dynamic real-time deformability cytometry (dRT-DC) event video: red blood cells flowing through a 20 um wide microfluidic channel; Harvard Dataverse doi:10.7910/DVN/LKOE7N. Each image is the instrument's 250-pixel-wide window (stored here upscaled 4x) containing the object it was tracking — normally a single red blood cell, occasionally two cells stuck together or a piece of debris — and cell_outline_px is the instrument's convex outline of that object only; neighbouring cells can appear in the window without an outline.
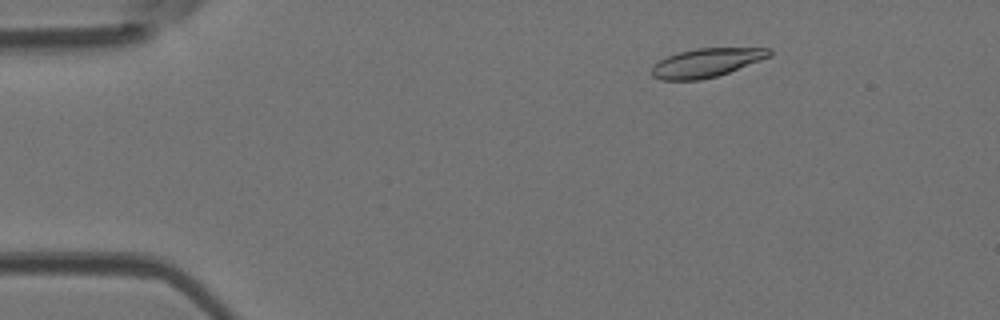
{"species": "Egyptian fruit bat (a non-hibernating species)", "species_latin": "Rousettus aegyptiacus", "temperature_condition": "room temperature", "stored_images_in_passage": 49, "camera_frame_rate_fps": 3000, "um_per_image_px": 0.085, "animal": {"sex": "female"}, "frame": {"image": 1, "passage_image": 7, "time_ms": 2.0, "image_size_px": [1000, 320], "cell_outline_px": [[772, 56], [728, 72], [716, 76], [700, 80], [660, 80], [652, 76], [652, 64], [668, 56], [680, 52], [696, 48], [772, 48]], "centroid_in_image_um": [60.04, 5.33], "position_along_channel_um": 25.0, "area_um2": 19.65}}
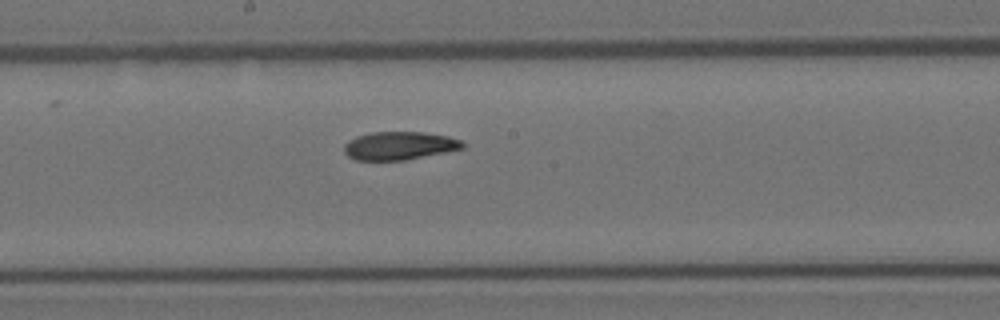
{"frame": {"image": 2, "passage_image": 26, "time_ms": 8.333, "image_size_px": [1000, 320], "cell_outline_px": [[464, 148], [404, 160], [356, 160], [348, 156], [344, 152], [344, 144], [348, 140], [356, 136], [368, 132], [424, 132], [448, 136], [460, 140], [464, 144]], "centroid_in_image_um": [33.9, 12.37], "position_along_channel_um": 214.3, "area_um2": 19.42}}
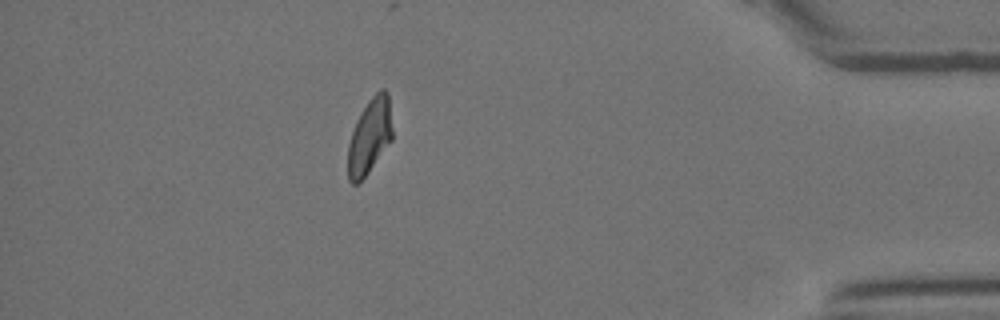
{"frame": {"image": 3, "passage_image": 43, "time_ms": 14.0, "image_size_px": [1000, 320], "cell_outline_px": [[392, 140], [368, 172], [356, 184], [352, 184], [348, 180], [348, 144], [356, 120], [360, 112], [368, 100], [380, 88], [384, 88], [388, 92], [392, 128]], "centroid_in_image_um": [31.42, 11.55], "position_along_channel_um": 403.8, "area_um2": 19.48}, "authors_computed_cell_mechanics": {"area_um2": 20.1722, "velocity_mm_per_s": 4.1449, "shape_relaxation_time_tau1_ms": 9.0069, "shape_relaxation_time_tau2_ms": 2.6386, "deformation_change_tau1": 0.2372, "deformation_change_tau2": 0.085}}